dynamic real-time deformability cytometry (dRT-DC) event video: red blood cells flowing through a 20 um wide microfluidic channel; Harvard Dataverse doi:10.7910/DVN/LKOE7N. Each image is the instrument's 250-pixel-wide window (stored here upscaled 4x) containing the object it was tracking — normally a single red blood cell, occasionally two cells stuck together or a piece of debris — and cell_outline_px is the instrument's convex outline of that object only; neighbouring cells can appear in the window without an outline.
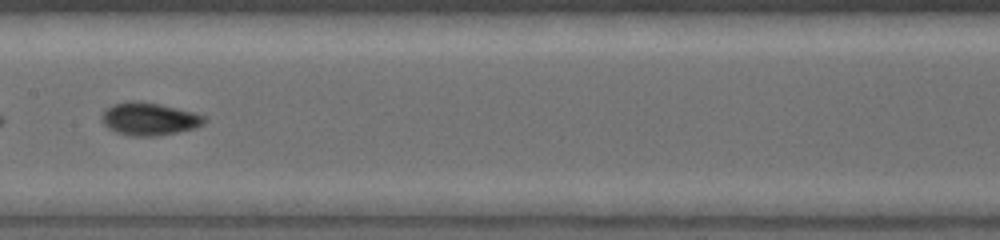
{"species": "common noctule bat (a hibernating species)", "species_latin": "Nyctalus noctula", "temperature_condition": "warm", "stored_images_in_passage": 45, "camera_frame_rate_fps": 5000, "um_per_image_px": 0.085, "animal": {"sex": "female", "body_mass_g": 19.0, "forearm_length_mm": 53.3}, "frame": {"image": 1, "passage_image": 10, "time_ms": 2.0, "image_size_px": [1000, 240], "cell_outline_px": [[208, 120], [204, 124], [196, 128], [176, 132], [152, 136], [132, 136], [116, 132], [108, 128], [100, 120], [100, 116], [104, 108], [112, 104], [128, 100], [140, 100], [160, 104], [196, 112], [208, 116]], "centroid_in_image_um": [12.68, 10.08], "position_along_channel_um": 194.7, "area_um2": 20.11}}